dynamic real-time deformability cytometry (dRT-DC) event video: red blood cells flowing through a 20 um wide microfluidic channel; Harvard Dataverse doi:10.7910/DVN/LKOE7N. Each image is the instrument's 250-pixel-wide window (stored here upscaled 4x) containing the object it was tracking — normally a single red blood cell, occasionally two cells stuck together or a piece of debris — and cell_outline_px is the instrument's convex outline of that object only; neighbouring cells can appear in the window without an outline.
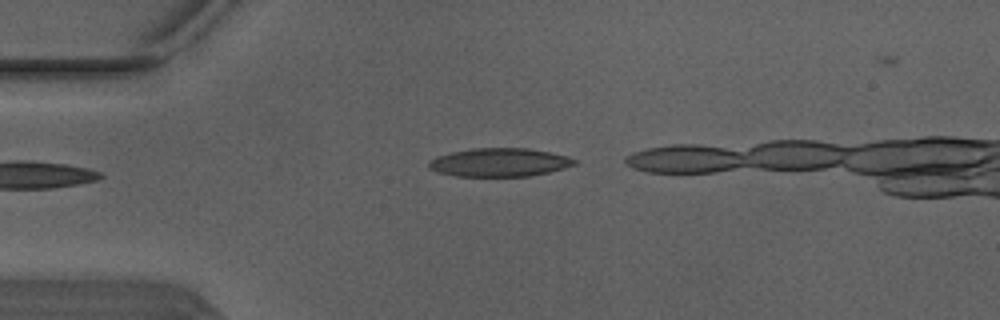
{"species": "Egyptian fruit bat (a non-hibernating species)", "species_latin": "Rousettus aegyptiacus", "temperature_condition": "warm", "stored_images_in_passage": 4, "camera_frame_rate_fps": 3000, "um_per_image_px": 0.085, "animal": {"sex": "male"}, "frame": {"image": 1, "passage_image": 1, "time_ms": 0.0, "image_size_px": [1000, 320], "cell_outline_px": [[576, 164], [564, 168], [548, 172], [528, 176], [456, 176], [436, 172], [428, 168], [428, 160], [436, 156], [452, 152], [472, 148], [528, 148], [568, 156], [576, 160]], "centroid_in_image_um": [42.41, 13.8], "position_along_channel_um": 42.6, "area_um2": 24.16}}
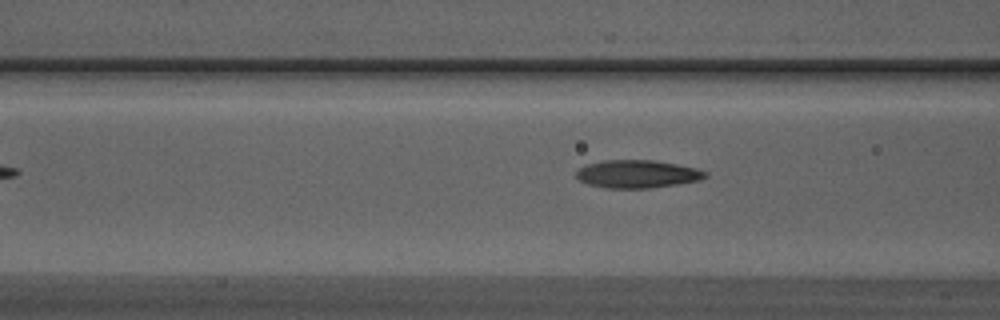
{"frame": {"image": 2, "passage_image": 4, "time_ms": 1.0, "image_size_px": [1000, 320], "cell_outline_px": [[708, 176], [700, 180], [680, 184], [648, 188], [604, 188], [588, 184], [580, 180], [576, 176], [576, 172], [584, 164], [604, 160], [652, 160], [676, 164], [696, 168], [708, 172]], "centroid_in_image_um": [54.18, 14.79], "position_along_channel_um": 112.4, "area_um2": 21.1}}